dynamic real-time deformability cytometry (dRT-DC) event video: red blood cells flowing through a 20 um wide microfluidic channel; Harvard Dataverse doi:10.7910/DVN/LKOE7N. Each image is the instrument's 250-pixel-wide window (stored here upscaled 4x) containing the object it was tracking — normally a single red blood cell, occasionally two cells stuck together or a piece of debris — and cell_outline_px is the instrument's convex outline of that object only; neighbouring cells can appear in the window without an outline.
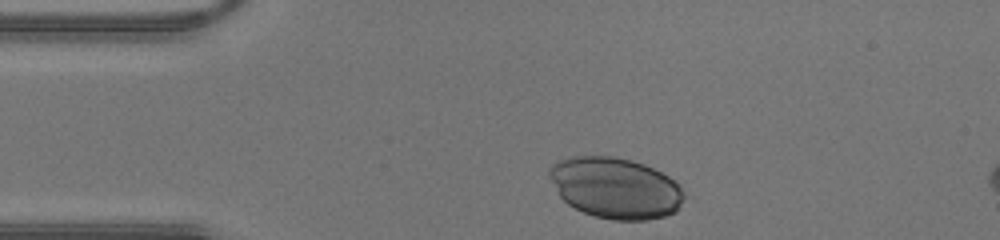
{"species": "human", "species_latin": "Homo sapiens", "temperature_condition": "warm", "stored_images_in_passage": 26, "camera_frame_rate_fps": 3000, "um_per_image_px": 0.085, "donor": {"sex": "male"}, "frame": {"image": 1, "passage_image": 1, "time_ms": 0.0, "image_size_px": [1000, 240], "cell_outline_px": [[684, 196], [676, 212], [664, 216], [648, 220], [612, 220], [596, 216], [584, 212], [568, 204], [560, 196], [548, 176], [548, 172], [552, 164], [560, 160], [572, 156], [612, 156], [632, 160], [644, 164], [668, 176], [684, 192]], "centroid_in_image_um": [52.29, 15.97], "position_along_channel_um": 32.7, "area_um2": 47.63}}
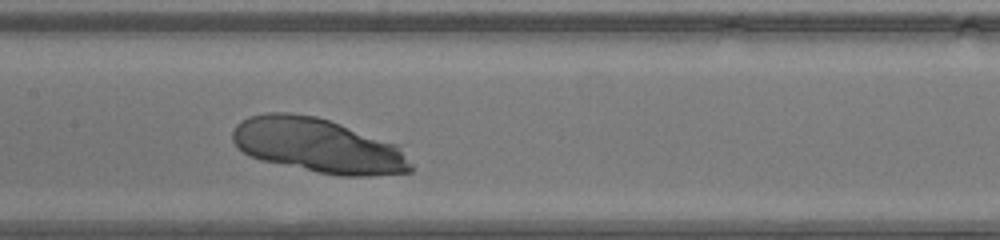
{"frame": {"image": 2, "passage_image": 13, "time_ms": 4.0, "image_size_px": [1000, 240], "cell_outline_px": [[412, 172], [372, 176], [340, 176], [316, 172], [260, 160], [248, 156], [232, 140], [232, 132], [236, 124], [248, 116], [268, 112], [288, 112], [316, 116], [340, 124], [396, 144], [412, 164]], "centroid_in_image_um": [27.0, 12.38], "position_along_channel_um": 180.4, "area_um2": 56.47}}
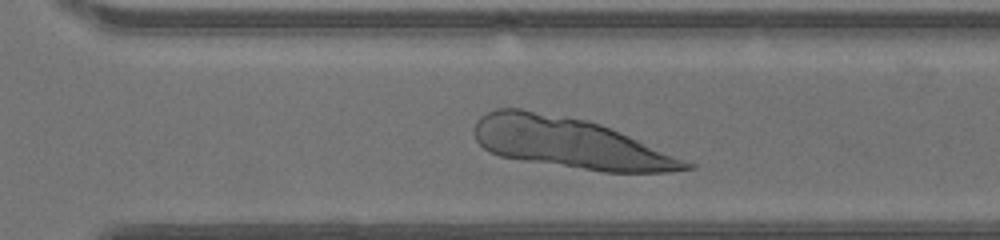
{"frame": {"image": 3, "passage_image": 22, "time_ms": 7.0, "image_size_px": [1000, 240], "cell_outline_px": [[696, 168], [672, 172], [604, 172], [524, 160], [500, 156], [488, 152], [476, 140], [472, 132], [472, 128], [476, 120], [480, 116], [496, 108], [520, 108], [588, 120], [600, 124], [696, 164]], "centroid_in_image_um": [48.4, 12.16], "position_along_channel_um": 322.2, "area_um2": 62.14}}